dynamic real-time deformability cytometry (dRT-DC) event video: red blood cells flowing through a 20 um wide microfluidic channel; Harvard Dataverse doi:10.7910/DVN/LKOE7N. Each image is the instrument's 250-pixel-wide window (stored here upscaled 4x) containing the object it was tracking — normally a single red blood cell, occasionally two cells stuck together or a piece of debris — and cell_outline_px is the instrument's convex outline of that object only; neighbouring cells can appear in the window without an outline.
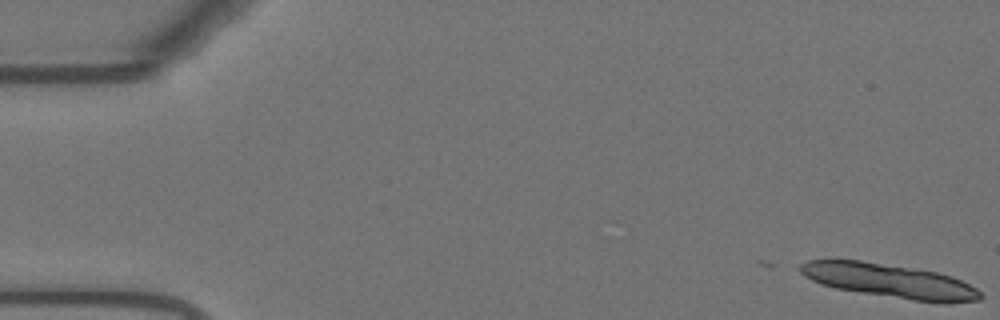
{"species": "Egyptian fruit bat (a non-hibernating species)", "species_latin": "Rousettus aegyptiacus", "temperature_condition": "warm", "stored_images_in_passage": 2, "camera_frame_rate_fps": 3000, "um_per_image_px": 0.085, "animal": {"sex": "female"}, "frame": {"image": 1, "passage_image": 2, "time_ms": 0.333, "image_size_px": [1000, 320], "cell_outline_px": [[984, 296], [980, 300], [948, 304], [944, 304], [912, 300], [836, 288], [812, 280], [800, 272], [796, 268], [800, 264], [808, 260], [860, 260], [936, 272], [952, 276], [976, 288]], "centroid_in_image_um": [75.66, 23.88], "position_along_channel_um": 9.3, "area_um2": 35.43}}